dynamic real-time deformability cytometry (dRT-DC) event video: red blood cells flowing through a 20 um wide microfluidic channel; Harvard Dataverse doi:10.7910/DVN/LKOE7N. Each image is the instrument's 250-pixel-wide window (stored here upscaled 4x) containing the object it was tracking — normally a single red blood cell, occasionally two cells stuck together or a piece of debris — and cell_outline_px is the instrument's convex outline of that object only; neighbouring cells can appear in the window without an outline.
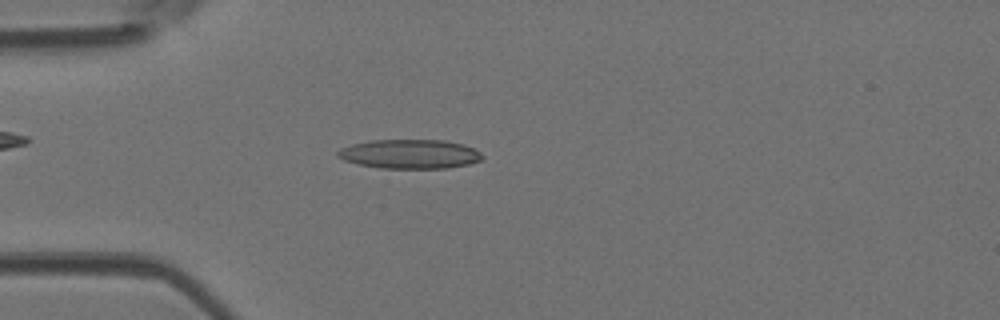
{"species": "Egyptian fruit bat (a non-hibernating species)", "species_latin": "Rousettus aegyptiacus", "temperature_condition": "room temperature", "stored_images_in_passage": 6, "camera_frame_rate_fps": 3000, "um_per_image_px": 0.085, "animal": {"sex": "female"}, "frame": {"image": 1, "passage_image": 6, "time_ms": 1.667, "image_size_px": [1000, 320], "cell_outline_px": [[484, 156], [480, 160], [468, 164], [448, 168], [380, 168], [360, 164], [344, 160], [336, 156], [336, 152], [340, 148], [352, 144], [368, 140], [444, 140], [464, 144], [480, 152]], "centroid_in_image_um": [34.82, 13.08], "position_along_channel_um": 50.2, "area_um2": 24.62}}